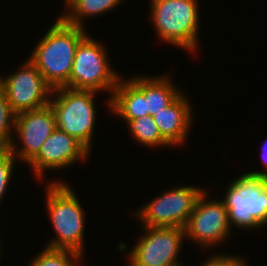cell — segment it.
<instances>
[{"mask_svg": "<svg viewBox=\"0 0 267 266\" xmlns=\"http://www.w3.org/2000/svg\"><path fill=\"white\" fill-rule=\"evenodd\" d=\"M80 26L66 23L60 16L35 44L28 59L54 90L69 88V79L79 42L88 34Z\"/></svg>", "mask_w": 267, "mask_h": 266, "instance_id": "1", "label": "cell"}, {"mask_svg": "<svg viewBox=\"0 0 267 266\" xmlns=\"http://www.w3.org/2000/svg\"><path fill=\"white\" fill-rule=\"evenodd\" d=\"M45 190L47 213L57 236L47 247L73 250L83 257L86 221L79 197L64 180L49 181Z\"/></svg>", "mask_w": 267, "mask_h": 266, "instance_id": "2", "label": "cell"}, {"mask_svg": "<svg viewBox=\"0 0 267 266\" xmlns=\"http://www.w3.org/2000/svg\"><path fill=\"white\" fill-rule=\"evenodd\" d=\"M150 17L160 40L188 53L199 47L198 0H151ZM196 49V50H195Z\"/></svg>", "mask_w": 267, "mask_h": 266, "instance_id": "3", "label": "cell"}, {"mask_svg": "<svg viewBox=\"0 0 267 266\" xmlns=\"http://www.w3.org/2000/svg\"><path fill=\"white\" fill-rule=\"evenodd\" d=\"M230 226L243 230L267 225V181L265 177L244 173L228 185L222 200Z\"/></svg>", "mask_w": 267, "mask_h": 266, "instance_id": "4", "label": "cell"}, {"mask_svg": "<svg viewBox=\"0 0 267 266\" xmlns=\"http://www.w3.org/2000/svg\"><path fill=\"white\" fill-rule=\"evenodd\" d=\"M97 93L93 90L61 87L52 91L49 102L55 114L57 128L76 138L90 152L97 120L94 103Z\"/></svg>", "mask_w": 267, "mask_h": 266, "instance_id": "5", "label": "cell"}, {"mask_svg": "<svg viewBox=\"0 0 267 266\" xmlns=\"http://www.w3.org/2000/svg\"><path fill=\"white\" fill-rule=\"evenodd\" d=\"M87 34L78 44L69 79L74 90L107 91L110 97L121 76L110 65L107 50Z\"/></svg>", "mask_w": 267, "mask_h": 266, "instance_id": "6", "label": "cell"}, {"mask_svg": "<svg viewBox=\"0 0 267 266\" xmlns=\"http://www.w3.org/2000/svg\"><path fill=\"white\" fill-rule=\"evenodd\" d=\"M205 189L194 185H176L163 191V194H159L133 214L144 227L184 228Z\"/></svg>", "mask_w": 267, "mask_h": 266, "instance_id": "7", "label": "cell"}, {"mask_svg": "<svg viewBox=\"0 0 267 266\" xmlns=\"http://www.w3.org/2000/svg\"><path fill=\"white\" fill-rule=\"evenodd\" d=\"M129 255V266H184L178 259L185 237L180 227H144ZM180 250V251H179Z\"/></svg>", "mask_w": 267, "mask_h": 266, "instance_id": "8", "label": "cell"}, {"mask_svg": "<svg viewBox=\"0 0 267 266\" xmlns=\"http://www.w3.org/2000/svg\"><path fill=\"white\" fill-rule=\"evenodd\" d=\"M208 197V190L205 189L184 227L185 237L203 250L223 244L232 231L228 211L222 200H209Z\"/></svg>", "mask_w": 267, "mask_h": 266, "instance_id": "9", "label": "cell"}, {"mask_svg": "<svg viewBox=\"0 0 267 266\" xmlns=\"http://www.w3.org/2000/svg\"><path fill=\"white\" fill-rule=\"evenodd\" d=\"M15 72L0 77L12 110L17 114L49 104L53 89L46 83L38 68L28 59Z\"/></svg>", "mask_w": 267, "mask_h": 266, "instance_id": "10", "label": "cell"}, {"mask_svg": "<svg viewBox=\"0 0 267 266\" xmlns=\"http://www.w3.org/2000/svg\"><path fill=\"white\" fill-rule=\"evenodd\" d=\"M56 128V118L50 104L35 110L17 113L14 132L18 140L17 142L13 140L9 150L18 161L28 164Z\"/></svg>", "mask_w": 267, "mask_h": 266, "instance_id": "11", "label": "cell"}, {"mask_svg": "<svg viewBox=\"0 0 267 266\" xmlns=\"http://www.w3.org/2000/svg\"><path fill=\"white\" fill-rule=\"evenodd\" d=\"M89 152L76 138L56 128L45 140L38 154L27 165L33 169L35 178L42 181L46 171L65 170L87 159L91 154Z\"/></svg>", "mask_w": 267, "mask_h": 266, "instance_id": "12", "label": "cell"}, {"mask_svg": "<svg viewBox=\"0 0 267 266\" xmlns=\"http://www.w3.org/2000/svg\"><path fill=\"white\" fill-rule=\"evenodd\" d=\"M106 102L112 114L121 117L124 122L149 115L145 99V75L133 74L125 80L120 78Z\"/></svg>", "mask_w": 267, "mask_h": 266, "instance_id": "13", "label": "cell"}, {"mask_svg": "<svg viewBox=\"0 0 267 266\" xmlns=\"http://www.w3.org/2000/svg\"><path fill=\"white\" fill-rule=\"evenodd\" d=\"M192 106L182 92L169 106L152 116L161 136L171 146H180L189 138L194 121Z\"/></svg>", "mask_w": 267, "mask_h": 266, "instance_id": "14", "label": "cell"}, {"mask_svg": "<svg viewBox=\"0 0 267 266\" xmlns=\"http://www.w3.org/2000/svg\"><path fill=\"white\" fill-rule=\"evenodd\" d=\"M169 75H145V99L150 116L169 106L183 91L178 89Z\"/></svg>", "mask_w": 267, "mask_h": 266, "instance_id": "15", "label": "cell"}, {"mask_svg": "<svg viewBox=\"0 0 267 266\" xmlns=\"http://www.w3.org/2000/svg\"><path fill=\"white\" fill-rule=\"evenodd\" d=\"M123 0H74L60 16L66 23L85 27L84 19L101 16L114 10ZM84 22V23H83Z\"/></svg>", "mask_w": 267, "mask_h": 266, "instance_id": "16", "label": "cell"}, {"mask_svg": "<svg viewBox=\"0 0 267 266\" xmlns=\"http://www.w3.org/2000/svg\"><path fill=\"white\" fill-rule=\"evenodd\" d=\"M127 127H129V132L134 140L145 145L149 148H158L163 146H171L160 134L158 126L155 124L153 117L146 115L144 117H139L133 119L132 121H127Z\"/></svg>", "mask_w": 267, "mask_h": 266, "instance_id": "17", "label": "cell"}, {"mask_svg": "<svg viewBox=\"0 0 267 266\" xmlns=\"http://www.w3.org/2000/svg\"><path fill=\"white\" fill-rule=\"evenodd\" d=\"M82 256L69 249L45 247L29 262V266H79Z\"/></svg>", "mask_w": 267, "mask_h": 266, "instance_id": "18", "label": "cell"}, {"mask_svg": "<svg viewBox=\"0 0 267 266\" xmlns=\"http://www.w3.org/2000/svg\"><path fill=\"white\" fill-rule=\"evenodd\" d=\"M15 118L16 113L10 106L4 89L0 86V140H2L8 147L15 139Z\"/></svg>", "mask_w": 267, "mask_h": 266, "instance_id": "19", "label": "cell"}, {"mask_svg": "<svg viewBox=\"0 0 267 266\" xmlns=\"http://www.w3.org/2000/svg\"><path fill=\"white\" fill-rule=\"evenodd\" d=\"M15 156L8 150L3 156L0 157V203L3 200V196L7 191V187L10 186L9 183L14 175V164L18 160Z\"/></svg>", "mask_w": 267, "mask_h": 266, "instance_id": "20", "label": "cell"}, {"mask_svg": "<svg viewBox=\"0 0 267 266\" xmlns=\"http://www.w3.org/2000/svg\"><path fill=\"white\" fill-rule=\"evenodd\" d=\"M245 259L228 254H214L205 260L200 266H248Z\"/></svg>", "mask_w": 267, "mask_h": 266, "instance_id": "21", "label": "cell"}, {"mask_svg": "<svg viewBox=\"0 0 267 266\" xmlns=\"http://www.w3.org/2000/svg\"><path fill=\"white\" fill-rule=\"evenodd\" d=\"M267 143V142H266ZM265 143V145L263 144L261 147V158H262V163L264 164V167H265V171H250L249 173L251 174H255V175H260V176H263L265 177L267 175V144Z\"/></svg>", "mask_w": 267, "mask_h": 266, "instance_id": "22", "label": "cell"}, {"mask_svg": "<svg viewBox=\"0 0 267 266\" xmlns=\"http://www.w3.org/2000/svg\"><path fill=\"white\" fill-rule=\"evenodd\" d=\"M8 150L9 147L2 140H0V157L3 156Z\"/></svg>", "mask_w": 267, "mask_h": 266, "instance_id": "23", "label": "cell"}, {"mask_svg": "<svg viewBox=\"0 0 267 266\" xmlns=\"http://www.w3.org/2000/svg\"><path fill=\"white\" fill-rule=\"evenodd\" d=\"M65 2V9L74 1V0H64Z\"/></svg>", "mask_w": 267, "mask_h": 266, "instance_id": "24", "label": "cell"}, {"mask_svg": "<svg viewBox=\"0 0 267 266\" xmlns=\"http://www.w3.org/2000/svg\"><path fill=\"white\" fill-rule=\"evenodd\" d=\"M1 248H2V243H1V240H0V261H1V254H2V251H1L2 249Z\"/></svg>", "mask_w": 267, "mask_h": 266, "instance_id": "25", "label": "cell"}]
</instances>
